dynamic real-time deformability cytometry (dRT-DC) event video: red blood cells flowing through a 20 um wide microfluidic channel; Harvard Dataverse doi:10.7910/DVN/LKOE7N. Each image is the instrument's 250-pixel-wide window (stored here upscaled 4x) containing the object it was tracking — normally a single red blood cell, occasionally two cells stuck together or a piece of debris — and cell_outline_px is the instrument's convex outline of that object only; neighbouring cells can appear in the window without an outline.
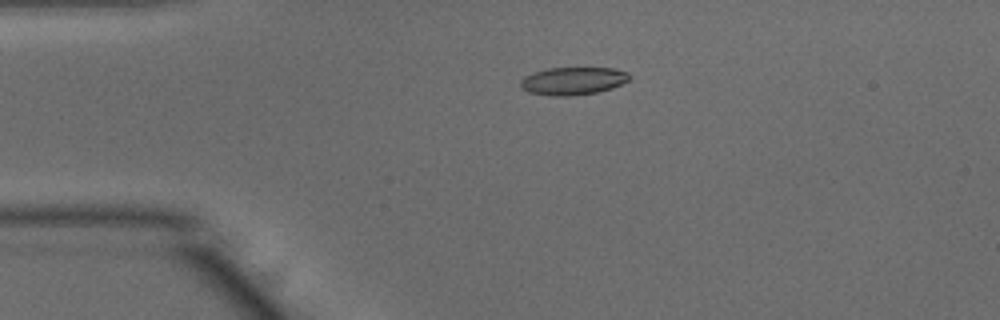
{"species": "common noctule bat (a hibernating species)", "species_latin": "Nyctalus noctula", "temperature_condition": "warm", "stored_images_in_passage": 42, "camera_frame_rate_fps": 3000, "um_per_image_px": 0.085, "animal": {"sex": "male", "body_mass_g": 15.6}, "frame": {"image": 1, "passage_image": 2, "time_ms": 0.333, "image_size_px": [1000, 320], "cell_outline_px": [[632, 76], [628, 80], [612, 88], [596, 92], [572, 96], [548, 96], [528, 92], [520, 88], [520, 80], [524, 76], [548, 68], [612, 68], [628, 72]], "centroid_in_image_um": [48.68, 6.89], "position_along_channel_um": 36.3, "area_um2": 17.69}}
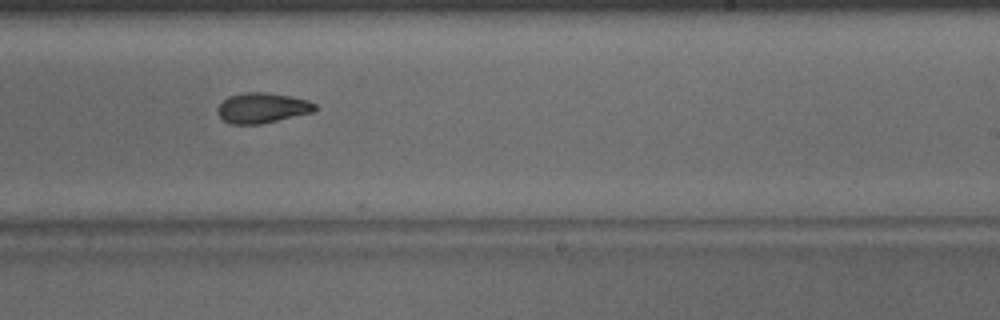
{"frame": {"image": 2, "passage_image": 22, "time_ms": 7.0, "image_size_px": [1000, 320], "cell_outline_px": [[316, 108], [312, 112], [260, 124], [232, 124], [224, 120], [216, 112], [216, 108], [228, 96], [244, 92], [264, 92], [288, 96], [308, 100], [316, 104]], "centroid_in_image_um": [22.25, 9.17], "position_along_channel_um": 266.7, "area_um2": 16.99}}
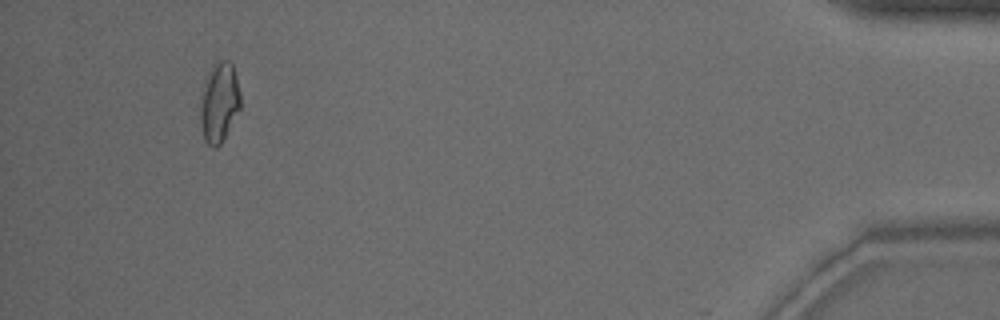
{"frame": {"image": 3, "passage_image": 39, "time_ms": 12.667, "image_size_px": [1000, 320], "cell_outline_px": [[240, 108], [224, 140], [216, 148], [212, 148], [204, 140], [200, 124], [200, 108], [204, 84], [208, 72], [212, 64], [216, 60], [228, 60], [232, 64], [236, 76], [240, 92]], "centroid_in_image_um": [18.63, 8.71], "position_along_channel_um": 416.6, "area_um2": 18.84}, "authors_computed_cell_mechanics": {"area_um2": 17.5134, "velocity_mm_per_s": 3.9124, "shape_relaxation_time_tau1_ms": 7.2732, "shape_relaxation_time_tau2_ms": 2.4456, "deformation_change_tau1": 0.1971, "deformation_change_tau2": 0.0793}}